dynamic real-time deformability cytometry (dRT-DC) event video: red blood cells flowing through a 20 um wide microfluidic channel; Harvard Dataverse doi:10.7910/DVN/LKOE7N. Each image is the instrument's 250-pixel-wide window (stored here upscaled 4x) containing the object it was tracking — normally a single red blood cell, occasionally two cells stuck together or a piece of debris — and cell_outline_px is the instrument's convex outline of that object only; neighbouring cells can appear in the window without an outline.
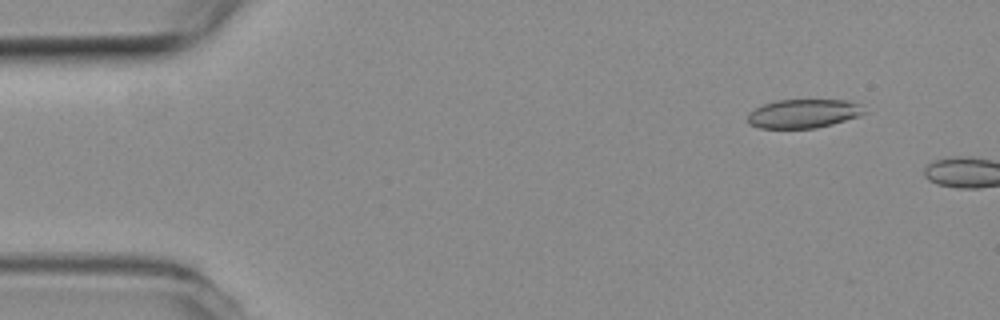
{"species": "common noctule bat (a hibernating species)", "species_latin": "Nyctalus noctula", "temperature_condition": "room temperature", "stored_images_in_passage": 7, "camera_frame_rate_fps": 3000, "um_per_image_px": 0.085, "animal": {"sex": "female", "body_mass_g": 19.3, "forearm_length_mm": 54.1}, "frame": {"image": 1, "passage_image": 4, "time_ms": 1.0, "image_size_px": [1000, 320], "cell_outline_px": [[864, 112], [860, 116], [832, 124], [816, 128], [760, 128], [748, 124], [748, 112], [764, 104], [776, 100], [848, 100], [860, 104]], "centroid_in_image_um": [68.27, 9.66], "position_along_channel_um": 16.7, "area_um2": 19.54}}